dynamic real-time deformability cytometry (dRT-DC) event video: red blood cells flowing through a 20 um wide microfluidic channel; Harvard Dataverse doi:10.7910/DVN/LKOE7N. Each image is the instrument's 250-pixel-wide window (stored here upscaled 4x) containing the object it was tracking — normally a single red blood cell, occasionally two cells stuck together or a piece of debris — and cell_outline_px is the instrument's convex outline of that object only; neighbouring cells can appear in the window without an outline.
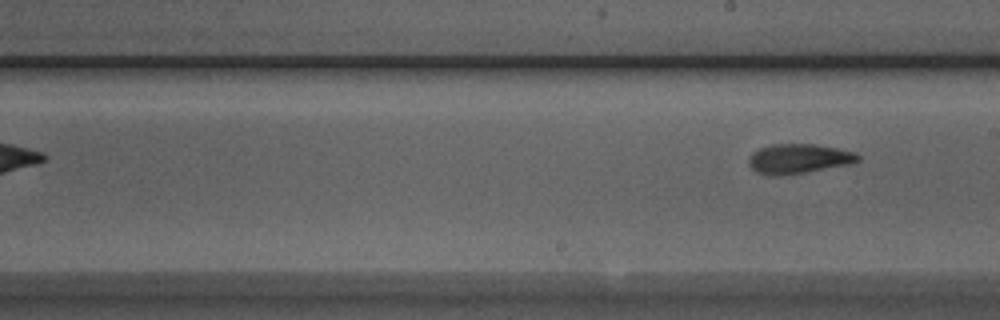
{"species": "Egyptian fruit bat (a non-hibernating species)", "species_latin": "Rousettus aegyptiacus", "temperature_condition": "room temperature", "stored_images_in_passage": 8, "segment_of_instrument_passage": [2, 2], "camera_frame_rate_fps": 3000, "um_per_image_px": 0.085, "animal": {"sex": "male"}, "frame": {"image": 1, "passage_image": 8, "time_ms": 9.0, "image_size_px": [1000, 320], "cell_outline_px": [[860, 160], [856, 164], [804, 172], [776, 176], [772, 176], [756, 172], [748, 164], [748, 160], [752, 152], [760, 148], [772, 144], [812, 144], [836, 148], [856, 152], [860, 156]], "centroid_in_image_um": [67.92, 13.49], "position_along_channel_um": 221.1, "area_um2": 19.02}}